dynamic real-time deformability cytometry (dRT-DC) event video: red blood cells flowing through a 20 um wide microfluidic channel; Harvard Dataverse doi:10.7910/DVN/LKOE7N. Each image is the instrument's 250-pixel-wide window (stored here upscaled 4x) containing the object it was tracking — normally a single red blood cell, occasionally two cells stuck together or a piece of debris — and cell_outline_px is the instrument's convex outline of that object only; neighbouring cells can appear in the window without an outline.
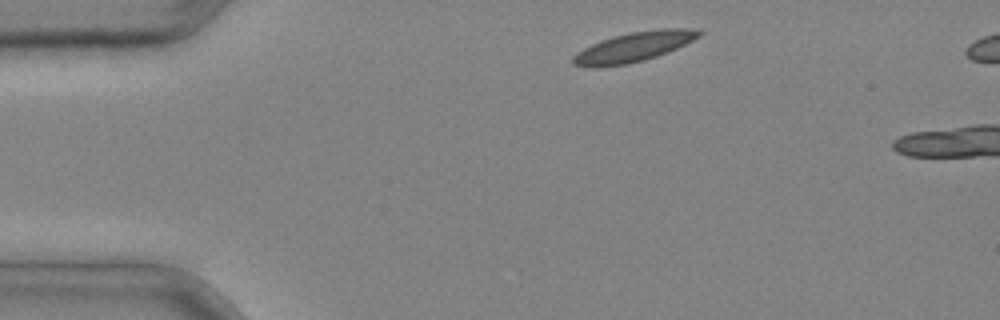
{"species": "common noctule bat (a hibernating species)", "species_latin": "Nyctalus noctula", "temperature_condition": "cold", "stored_images_in_passage": 2, "camera_frame_rate_fps": 3000, "um_per_image_px": 0.085, "animal": {"sex": "male", "body_mass_g": 20.4}, "frame": {"image": 1, "passage_image": 1, "time_ms": 0.0, "image_size_px": [1000, 320], "cell_outline_px": [[704, 32], [700, 36], [668, 52], [644, 60], [628, 64], [596, 68], [592, 68], [572, 64], [572, 56], [576, 52], [600, 40], [612, 36], [628, 32], [660, 28], [688, 28]], "centroid_in_image_um": [53.82, 3.99], "position_along_channel_um": 31.2, "area_um2": 21.96}}